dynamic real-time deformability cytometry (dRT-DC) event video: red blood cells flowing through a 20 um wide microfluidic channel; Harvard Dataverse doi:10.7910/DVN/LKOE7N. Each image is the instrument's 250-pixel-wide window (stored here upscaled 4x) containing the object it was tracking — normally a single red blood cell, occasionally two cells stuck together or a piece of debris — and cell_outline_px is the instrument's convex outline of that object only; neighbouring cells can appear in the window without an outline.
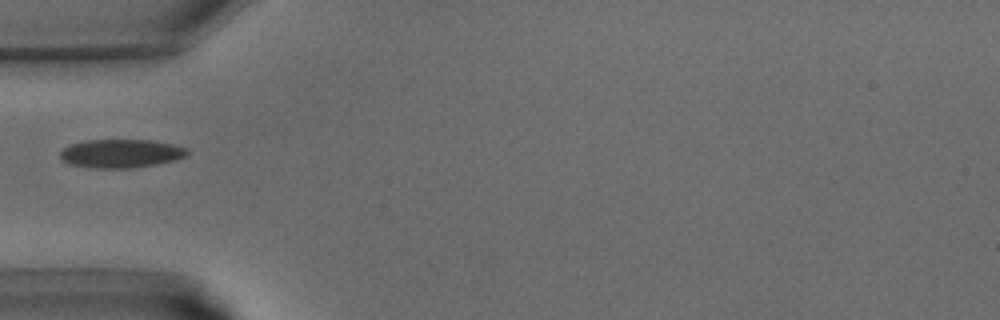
{"species": "common noctule bat (a hibernating species)", "species_latin": "Nyctalus noctula", "temperature_condition": "warm", "stored_images_in_passage": 28, "camera_frame_rate_fps": 3000, "um_per_image_px": 0.085, "animal": {"sex": "male", "body_mass_g": 15.6}, "frame": {"image": 1, "passage_image": 1, "time_ms": 0.0, "image_size_px": [1000, 320], "cell_outline_px": [[188, 156], [176, 160], [156, 164], [128, 168], [88, 168], [68, 164], [60, 160], [60, 152], [64, 148], [72, 144], [88, 140], [152, 140], [172, 144], [188, 148]], "centroid_in_image_um": [10.28, 13.05], "position_along_channel_um": 74.7, "area_um2": 21.27}}
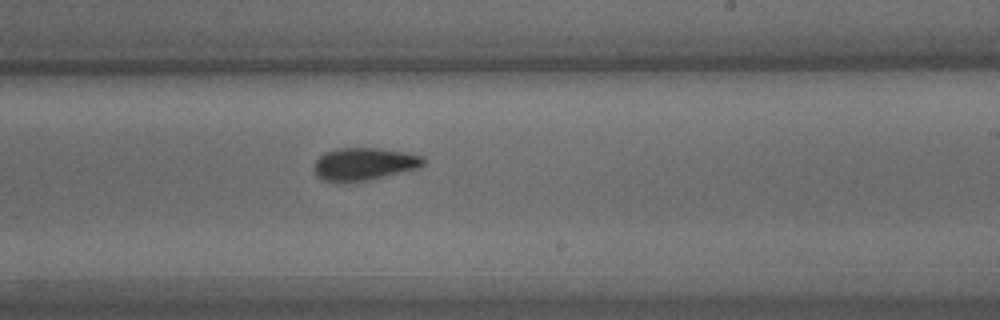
{"frame": {"image": 2, "passage_image": 12, "time_ms": 3.667, "image_size_px": [1000, 320], "cell_outline_px": [[424, 164], [420, 168], [372, 180], [344, 184], [320, 180], [316, 176], [316, 160], [324, 152], [336, 148], [380, 148], [404, 152], [424, 156]], "centroid_in_image_um": [30.95, 13.97], "position_along_channel_um": 258.0, "area_um2": 21.33}}
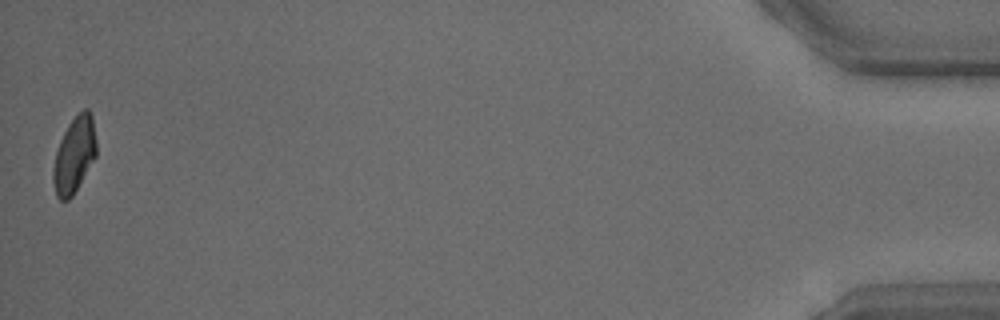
{"frame": {"image": 3, "passage_image": 28, "time_ms": 9.0, "image_size_px": [1000, 320], "cell_outline_px": [[96, 156], [72, 196], [68, 200], [60, 200], [56, 196], [52, 180], [52, 172], [56, 152], [60, 140], [68, 124], [84, 108], [88, 108], [92, 112], [96, 140]], "centroid_in_image_um": [6.31, 13.16], "position_along_channel_um": 428.9, "area_um2": 19.07}}